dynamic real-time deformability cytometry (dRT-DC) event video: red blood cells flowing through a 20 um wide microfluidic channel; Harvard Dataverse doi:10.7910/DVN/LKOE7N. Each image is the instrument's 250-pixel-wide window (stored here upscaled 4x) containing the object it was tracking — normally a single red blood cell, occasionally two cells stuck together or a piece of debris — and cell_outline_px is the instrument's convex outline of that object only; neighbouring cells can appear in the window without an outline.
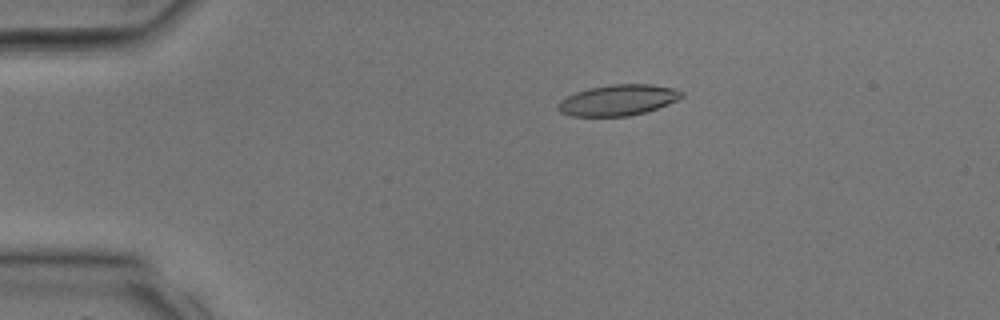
{"species": "common noctule bat (a hibernating species)", "species_latin": "Nyctalus noctula", "temperature_condition": "room temperature", "stored_images_in_passage": 29, "camera_frame_rate_fps": 3000, "um_per_image_px": 0.085, "animal": {"sex": "male", "body_mass_g": 17.9, "forearm_length_mm": 54.2}, "frame": {"image": 1, "passage_image": 3, "time_ms": 0.667, "image_size_px": [1000, 320], "cell_outline_px": [[684, 96], [668, 104], [644, 112], [628, 116], [572, 116], [560, 112], [556, 108], [556, 104], [560, 100], [576, 92], [588, 88], [612, 84], [652, 84], [672, 88], [684, 92]], "centroid_in_image_um": [52.51, 8.5], "position_along_channel_um": 32.5, "area_um2": 22.2}}
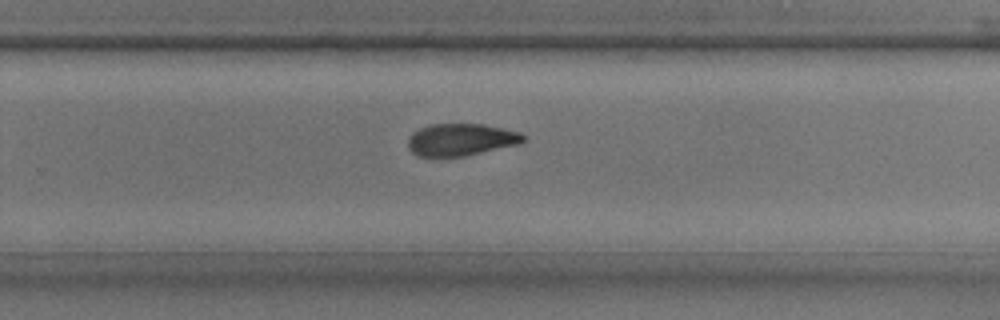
{"frame": {"image": 2, "passage_image": 18, "time_ms": 5.667, "image_size_px": [1000, 320], "cell_outline_px": [[524, 140], [520, 144], [464, 156], [416, 156], [408, 148], [408, 136], [412, 132], [428, 124], [480, 124], [520, 132], [524, 136]], "centroid_in_image_um": [39.14, 11.87], "position_along_channel_um": 290.7, "area_um2": 21.56}}
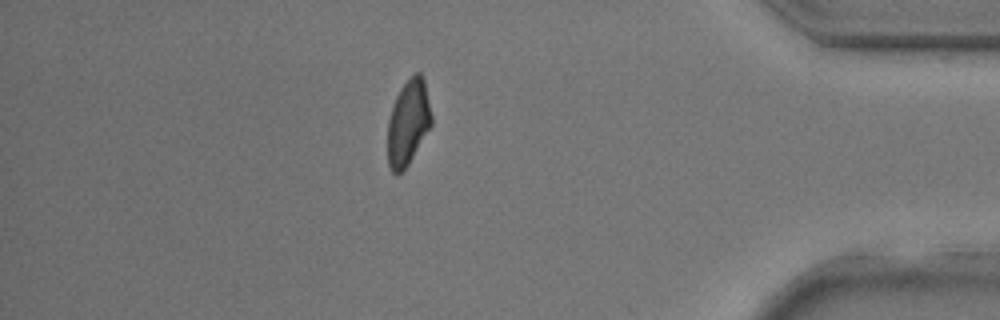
{"frame": {"image": 3, "passage_image": 25, "time_ms": 8.0, "image_size_px": [1000, 320], "cell_outline_px": [[432, 124], [408, 164], [396, 176], [392, 172], [388, 164], [388, 120], [392, 104], [400, 88], [416, 72], [420, 72], [424, 80], [432, 116]], "centroid_in_image_um": [34.68, 10.42], "position_along_channel_um": 400.5, "area_um2": 21.62}}